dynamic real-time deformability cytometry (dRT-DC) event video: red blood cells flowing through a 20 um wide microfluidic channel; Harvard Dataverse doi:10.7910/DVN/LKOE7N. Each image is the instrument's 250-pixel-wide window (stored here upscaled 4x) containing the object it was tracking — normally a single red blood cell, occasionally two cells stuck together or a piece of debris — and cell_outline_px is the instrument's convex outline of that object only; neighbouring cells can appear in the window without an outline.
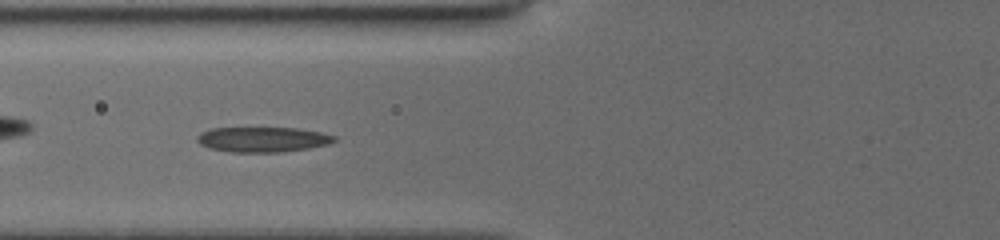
{"species": "common noctule bat (a hibernating species)", "species_latin": "Nyctalus noctula", "temperature_condition": "cold", "stored_images_in_passage": 52, "camera_frame_rate_fps": 3000, "um_per_image_px": 0.085, "animal": {"sex": "female", "body_mass_g": 19.5, "forearm_length_mm": 54.1}, "frame": {"image": 1, "passage_image": 22, "time_ms": 7.0, "image_size_px": [1000, 240], "cell_outline_px": [[336, 140], [328, 144], [308, 148], [280, 152], [228, 152], [208, 148], [200, 144], [196, 140], [196, 136], [200, 132], [212, 128], [296, 128], [320, 132], [336, 136]], "centroid_in_image_um": [22.28, 11.85], "position_along_channel_um": 103.5, "area_um2": 20.11}}
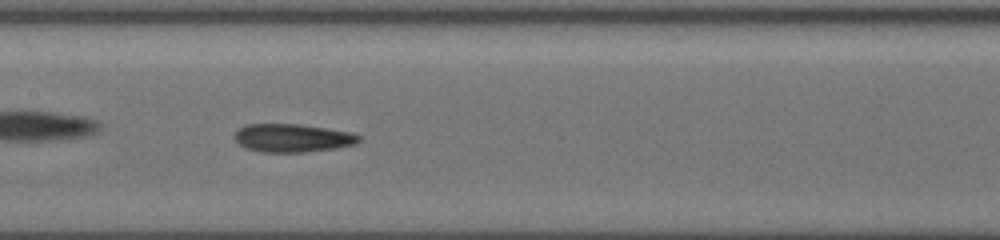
{"frame": {"image": 2, "passage_image": 28, "time_ms": 9.0, "image_size_px": [1000, 240], "cell_outline_px": [[360, 140], [356, 144], [336, 148], [304, 152], [260, 152], [244, 148], [232, 136], [240, 128], [248, 124], [296, 124], [324, 128], [348, 132], [360, 136]], "centroid_in_image_um": [24.82, 11.74], "position_along_channel_um": 182.6, "area_um2": 20.29}}
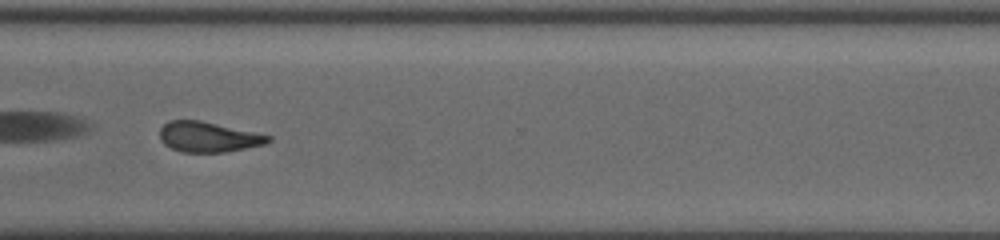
{"frame": {"image": 3, "passage_image": 41, "time_ms": 13.333, "image_size_px": [1000, 240], "cell_outline_px": [[272, 140], [264, 144], [224, 152], [180, 152], [164, 144], [160, 140], [160, 128], [168, 120], [200, 120], [256, 132], [272, 136]], "centroid_in_image_um": [17.69, 11.63], "position_along_channel_um": 352.9, "area_um2": 19.13}, "authors_computed_cell_mechanics": {"area_um2": 20.4901, "velocity_mm_per_s": 3.9382, "shape_relaxation_time_tau1_ms": 4.2693, "shape_relaxation_time_tau2_ms": 3.6297, "deformation_change_tau1": 0.1463, "deformation_change_tau2": 0.1169}}